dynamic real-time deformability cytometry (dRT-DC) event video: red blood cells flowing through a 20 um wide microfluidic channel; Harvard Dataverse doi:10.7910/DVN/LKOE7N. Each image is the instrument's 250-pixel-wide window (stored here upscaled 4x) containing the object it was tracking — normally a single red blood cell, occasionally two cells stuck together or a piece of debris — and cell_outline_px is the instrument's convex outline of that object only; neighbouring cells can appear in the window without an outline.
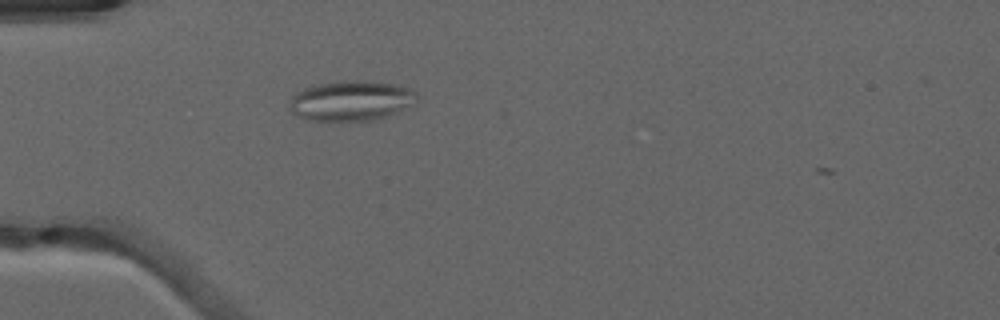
{"species": "common noctule bat (a hibernating species)", "species_latin": "Nyctalus noctula", "temperature_condition": "warm", "stored_images_in_passage": 3, "camera_frame_rate_fps": 3000, "um_per_image_px": 0.085, "animal": {"sex": "male", "forearm_length_mm": 52.5}, "frame": {"image": 1, "passage_image": 2, "time_ms": 0.333, "image_size_px": [1000, 320], "cell_outline_px": [[420, 96], [412, 104], [388, 116], [372, 120], [308, 120], [292, 112], [288, 100], [296, 92], [304, 88], [320, 84], [340, 80], [368, 80], [396, 84], [412, 88]], "centroid_in_image_um": [29.88, 8.53], "position_along_channel_um": 55.1, "area_um2": 29.88}}